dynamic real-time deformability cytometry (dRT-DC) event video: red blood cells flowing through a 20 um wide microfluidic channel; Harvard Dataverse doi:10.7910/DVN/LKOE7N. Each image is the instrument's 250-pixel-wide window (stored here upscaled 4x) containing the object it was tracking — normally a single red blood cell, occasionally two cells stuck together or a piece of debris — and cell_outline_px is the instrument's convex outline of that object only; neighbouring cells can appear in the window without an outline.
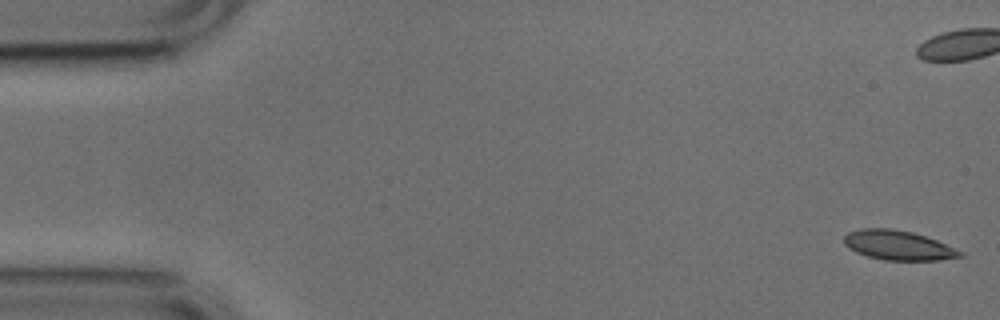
{"species": "common noctule bat (a hibernating species)", "species_latin": "Nyctalus noctula", "temperature_condition": "cold", "stored_images_in_passage": 53, "camera_frame_rate_fps": 3000, "um_per_image_px": 0.085, "animal": {"sex": "male", "body_mass_g": 17.9, "forearm_length_mm": 54.2}, "frame": {"image": 1, "passage_image": 1, "time_ms": 0.0, "image_size_px": [1000, 320], "cell_outline_px": [[964, 256], [936, 260], [884, 260], [868, 256], [856, 252], [848, 248], [844, 244], [844, 236], [848, 232], [860, 228], [892, 228], [912, 232], [936, 240], [964, 252]], "centroid_in_image_um": [76.32, 20.84], "position_along_channel_um": 8.7, "area_um2": 19.94}, "authors_computed_cell_mechanics": {"area_um2": 20.23, "velocity_mm_per_s": 3.7836, "shape_relaxation_time_tau1_ms": 6.8629, "shape_relaxation_time_tau2_ms": 4.9614, "deformation_change_tau1": 0.131, "deformation_change_tau2": 0.1268}}